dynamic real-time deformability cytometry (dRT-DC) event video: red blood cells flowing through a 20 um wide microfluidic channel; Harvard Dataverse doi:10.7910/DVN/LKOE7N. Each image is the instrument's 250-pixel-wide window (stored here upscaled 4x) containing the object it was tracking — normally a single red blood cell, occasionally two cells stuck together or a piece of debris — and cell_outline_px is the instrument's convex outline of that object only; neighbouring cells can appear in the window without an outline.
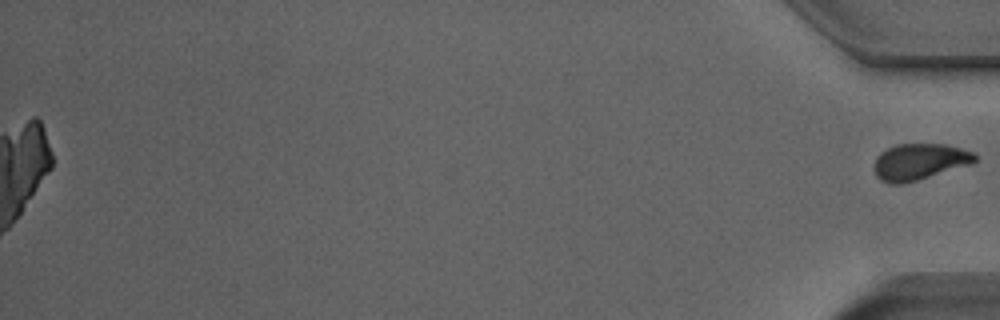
{"species": "Egyptian fruit bat (a non-hibernating species)", "species_latin": "Rousettus aegyptiacus", "temperature_condition": "room temperature", "stored_images_in_passage": 43, "camera_frame_rate_fps": 3000, "um_per_image_px": 0.085, "animal": {"sex": "male"}, "frame": {"image": 1, "passage_image": 43, "time_ms": 14.0, "image_size_px": [1000, 320], "cell_outline_px": [[976, 160], [972, 164], [916, 180], [900, 184], [892, 184], [880, 180], [876, 176], [876, 156], [880, 152], [896, 144], [944, 144], [960, 148], [972, 152], [976, 156]], "centroid_in_image_um": [78.15, 13.74], "position_along_channel_um": 357.0, "area_um2": 21.04}}